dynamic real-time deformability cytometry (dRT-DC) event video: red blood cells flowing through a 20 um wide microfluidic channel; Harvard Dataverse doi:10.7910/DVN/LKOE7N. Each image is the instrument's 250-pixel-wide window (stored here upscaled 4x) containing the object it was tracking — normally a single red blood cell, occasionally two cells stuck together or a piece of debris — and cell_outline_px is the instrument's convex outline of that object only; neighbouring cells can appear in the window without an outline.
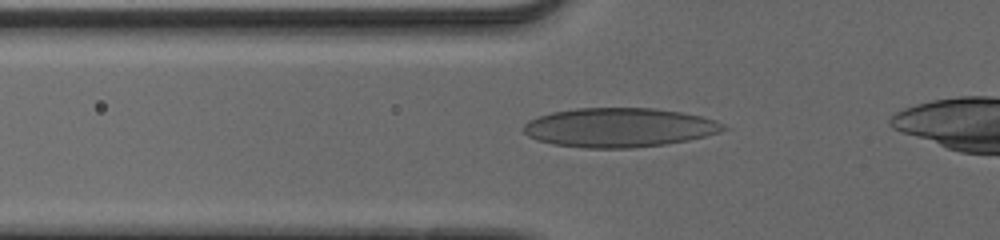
{"species": "human", "species_latin": "Homo sapiens", "temperature_condition": "cold", "stored_images_in_passage": 38, "camera_frame_rate_fps": 3000, "um_per_image_px": 0.085, "donor": {"sex": "male"}, "frame": {"image": 1, "passage_image": 9, "time_ms": 2.667, "image_size_px": [1000, 240], "cell_outline_px": [[732, 128], [720, 132], [688, 140], [664, 144], [632, 148], [584, 148], [552, 144], [536, 140], [528, 136], [524, 132], [524, 124], [528, 120], [552, 112], [576, 108], [656, 108], [680, 112], [700, 116], [716, 120]], "centroid_in_image_um": [52.64, 10.84], "position_along_channel_um": 73.2, "area_um2": 45.78}}
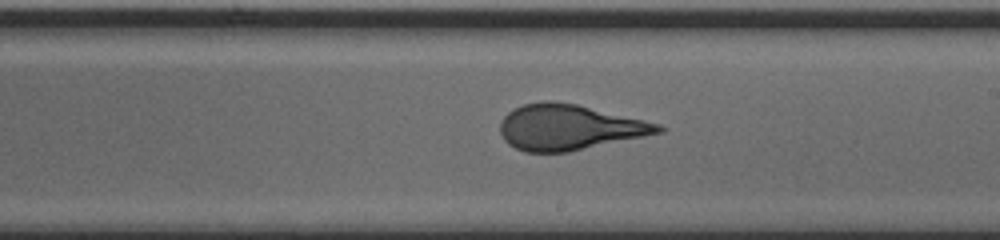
{"frame": {"image": 2, "passage_image": 22, "time_ms": 7.0, "image_size_px": [1000, 240], "cell_outline_px": [[664, 132], [568, 152], [524, 152], [508, 144], [504, 140], [500, 132], [500, 120], [508, 112], [524, 104], [540, 100], [552, 100], [576, 104], [644, 120], [660, 124], [664, 128]], "centroid_in_image_um": [48.35, 10.82], "position_along_channel_um": 240.7, "area_um2": 41.85}}
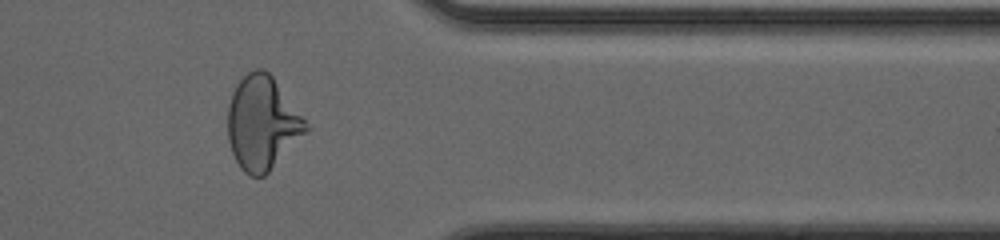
{"frame": {"image": 3, "passage_image": 34, "time_ms": 11.0, "image_size_px": [1000, 240], "cell_outline_px": [[312, 128], [264, 176], [248, 176], [240, 168], [232, 152], [228, 140], [228, 104], [232, 92], [236, 84], [248, 72], [256, 68], [264, 68], [272, 76]], "centroid_in_image_um": [22.3, 10.46], "position_along_channel_um": 389.1, "area_um2": 42.71}}